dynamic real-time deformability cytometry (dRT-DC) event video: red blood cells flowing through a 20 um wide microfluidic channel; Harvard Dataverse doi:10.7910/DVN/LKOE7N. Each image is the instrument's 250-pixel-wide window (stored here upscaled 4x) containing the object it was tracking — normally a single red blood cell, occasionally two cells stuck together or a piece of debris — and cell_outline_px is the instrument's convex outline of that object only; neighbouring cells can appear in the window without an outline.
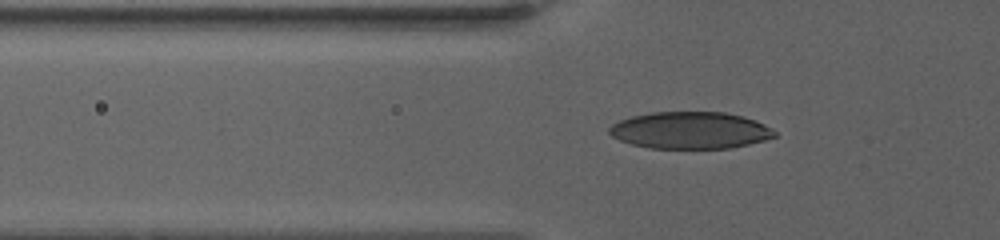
{"species": "human", "species_latin": "Homo sapiens", "temperature_condition": "warm", "stored_images_in_passage": 31, "camera_frame_rate_fps": 3000, "um_per_image_px": 0.085, "donor": {"sex": "female"}, "frame": {"image": 1, "passage_image": 3, "time_ms": 1.0, "image_size_px": [1000, 240], "cell_outline_px": [[776, 136], [764, 140], [748, 144], [728, 148], [652, 148], [632, 144], [620, 140], [612, 136], [608, 132], [608, 128], [612, 124], [620, 120], [632, 116], [652, 112], [724, 112], [744, 116], [764, 124], [776, 132]], "centroid_in_image_um": [58.66, 11.07], "position_along_channel_um": 67.1, "area_um2": 35.43}}
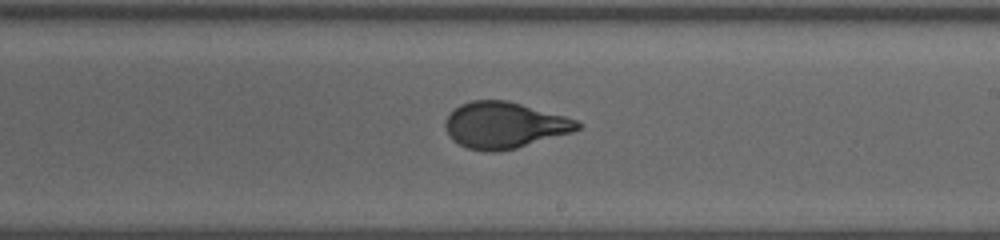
{"frame": {"image": 2, "passage_image": 14, "time_ms": 6.667, "image_size_px": [1000, 240], "cell_outline_px": [[580, 128], [572, 132], [516, 148], [496, 152], [488, 152], [468, 148], [452, 140], [444, 128], [444, 124], [448, 116], [460, 104], [472, 100], [508, 100], [564, 116], [576, 120], [580, 124]], "centroid_in_image_um": [42.84, 10.64], "position_along_channel_um": 246.2, "area_um2": 35.37}}
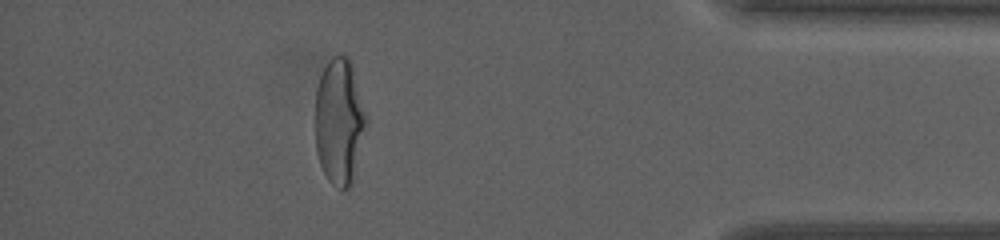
{"frame": {"image": 3, "passage_image": 26, "time_ms": 12.667, "image_size_px": [1000, 240], "cell_outline_px": [[368, 120], [352, 180], [348, 188], [336, 188], [328, 180], [320, 164], [316, 152], [316, 88], [320, 76], [324, 68], [332, 56], [348, 56], [352, 64]], "centroid_in_image_um": [28.84, 10.31], "position_along_channel_um": 406.4, "area_um2": 37.22}, "authors_computed_cell_mechanics": {"area_um2": 35.7204, "velocity_mm_per_s": 3.2437, "shape_relaxation_time_tau1_ms": 5.9619, "shape_relaxation_time_tau2_ms": null, "deformation_change_tau1": 0.2385, "deformation_change_tau2": null}}